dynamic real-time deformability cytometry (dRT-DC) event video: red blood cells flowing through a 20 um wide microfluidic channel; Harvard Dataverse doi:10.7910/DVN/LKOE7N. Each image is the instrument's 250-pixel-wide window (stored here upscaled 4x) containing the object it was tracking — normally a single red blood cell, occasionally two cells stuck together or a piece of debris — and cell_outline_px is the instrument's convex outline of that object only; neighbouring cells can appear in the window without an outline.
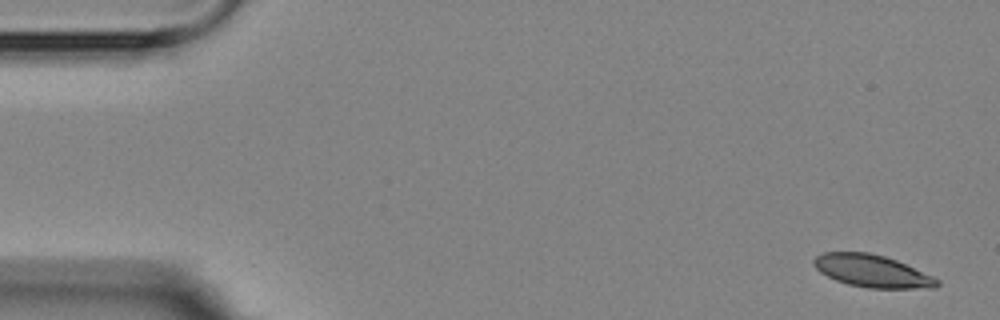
{"species": "Egyptian fruit bat (a non-hibernating species)", "species_latin": "Rousettus aegyptiacus", "temperature_condition": "room temperature", "stored_images_in_passage": 3, "camera_frame_rate_fps": 3000, "um_per_image_px": 0.085, "animal": {"sex": "female"}, "frame": {"image": 1, "passage_image": 1, "time_ms": 0.0, "image_size_px": [1000, 320], "cell_outline_px": [[940, 284], [936, 288], [868, 288], [848, 284], [836, 280], [820, 272], [812, 264], [812, 260], [816, 256], [824, 252], [868, 252], [884, 256], [896, 260], [932, 276], [940, 280]], "centroid_in_image_um": [74.12, 23.04], "position_along_channel_um": 10.9, "area_um2": 23.18}}
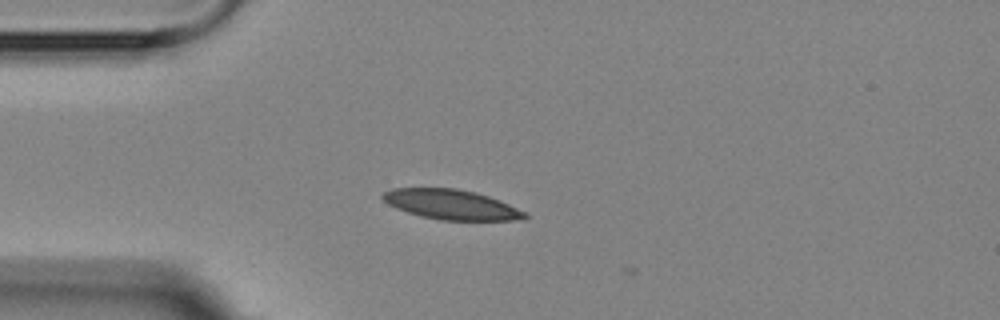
{"frame": {"image": 2, "passage_image": 3, "time_ms": 4.0, "image_size_px": [1000, 320], "cell_outline_px": [[528, 216], [524, 220], [440, 220], [420, 216], [396, 208], [388, 204], [380, 196], [384, 192], [392, 188], [456, 188], [476, 192], [500, 200], [528, 212]], "centroid_in_image_um": [38.4, 17.39], "position_along_channel_um": 46.6, "area_um2": 24.91}}